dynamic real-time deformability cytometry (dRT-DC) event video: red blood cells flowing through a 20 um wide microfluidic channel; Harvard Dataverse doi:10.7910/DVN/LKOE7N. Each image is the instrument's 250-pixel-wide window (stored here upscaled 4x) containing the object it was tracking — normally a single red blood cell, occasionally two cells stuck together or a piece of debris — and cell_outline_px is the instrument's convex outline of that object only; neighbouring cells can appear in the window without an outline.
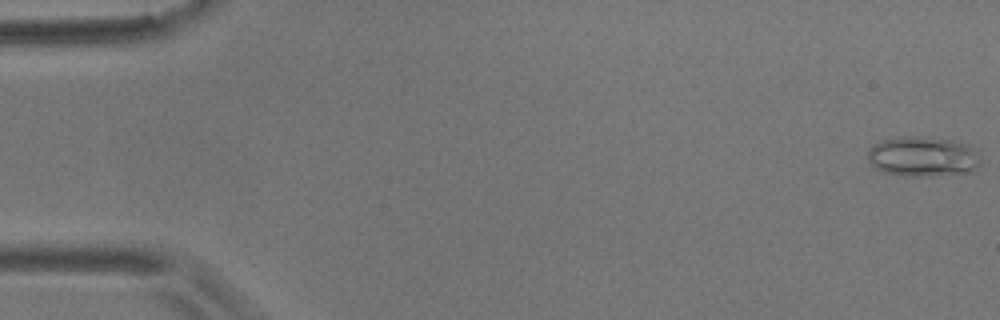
{"species": "common noctule bat (a hibernating species)", "species_latin": "Nyctalus noctula", "temperature_condition": "room temperature", "stored_images_in_passage": 57, "camera_frame_rate_fps": 3000, "um_per_image_px": 0.085, "animal": {"sex": "male", "body_mass_g": 17.9}, "frame": {"image": 1, "passage_image": 1, "time_ms": 0.0, "image_size_px": [1000, 320], "cell_outline_px": [[980, 164], [972, 172], [928, 176], [912, 176], [884, 172], [876, 168], [868, 160], [868, 148], [872, 144], [880, 140], [900, 136], [924, 136], [952, 140], [964, 144], [972, 148], [976, 152], [980, 160]], "centroid_in_image_um": [78.41, 13.29], "position_along_channel_um": 6.6, "area_um2": 26.41}}
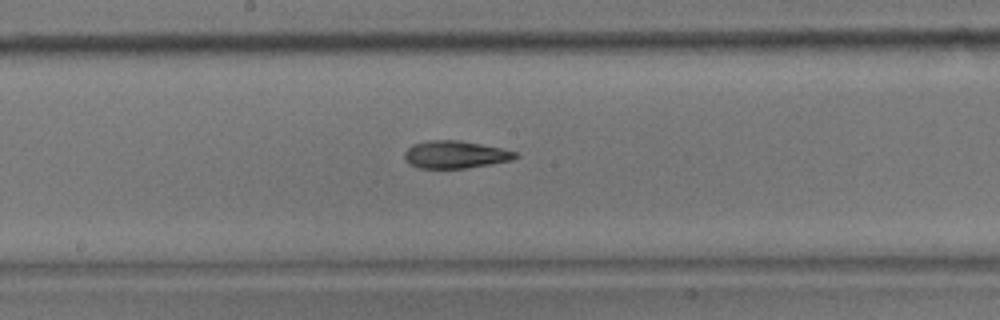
{"frame": {"image": 2, "passage_image": 30, "time_ms": 9.667, "image_size_px": [1000, 320], "cell_outline_px": [[520, 156], [512, 160], [492, 164], [468, 168], [420, 168], [408, 164], [404, 160], [404, 152], [412, 144], [428, 140], [460, 140], [500, 148], [516, 152]], "centroid_in_image_um": [38.67, 13.14], "position_along_channel_um": 209.5, "area_um2": 17.92}}
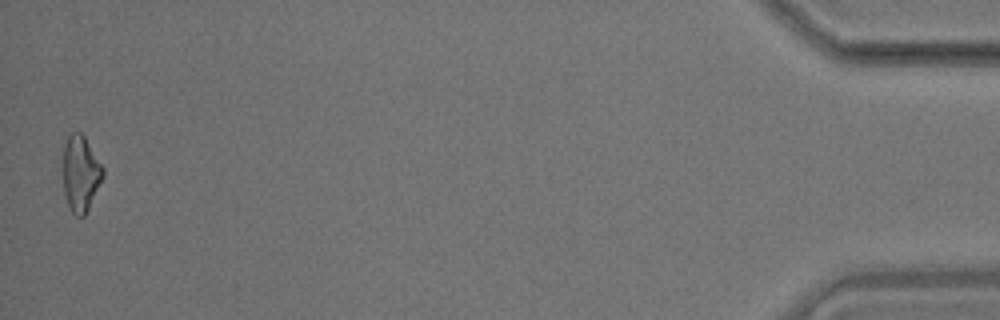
{"frame": {"image": 3, "passage_image": 56, "time_ms": 18.333, "image_size_px": [1000, 320], "cell_outline_px": [[104, 176], [84, 216], [76, 216], [68, 208], [64, 192], [64, 144], [68, 136], [72, 132], [80, 132], [84, 136], [104, 168]], "centroid_in_image_um": [6.86, 14.75], "position_along_channel_um": 428.3, "area_um2": 17.46}, "authors_computed_cell_mechanics": {"area_um2": 17.9758, "velocity_mm_per_s": 3.5715, "shape_relaxation_time_tau1_ms": null, "shape_relaxation_time_tau2_ms": 3.8862, "deformation_change_tau1": null, "deformation_change_tau2": 0.1279}}